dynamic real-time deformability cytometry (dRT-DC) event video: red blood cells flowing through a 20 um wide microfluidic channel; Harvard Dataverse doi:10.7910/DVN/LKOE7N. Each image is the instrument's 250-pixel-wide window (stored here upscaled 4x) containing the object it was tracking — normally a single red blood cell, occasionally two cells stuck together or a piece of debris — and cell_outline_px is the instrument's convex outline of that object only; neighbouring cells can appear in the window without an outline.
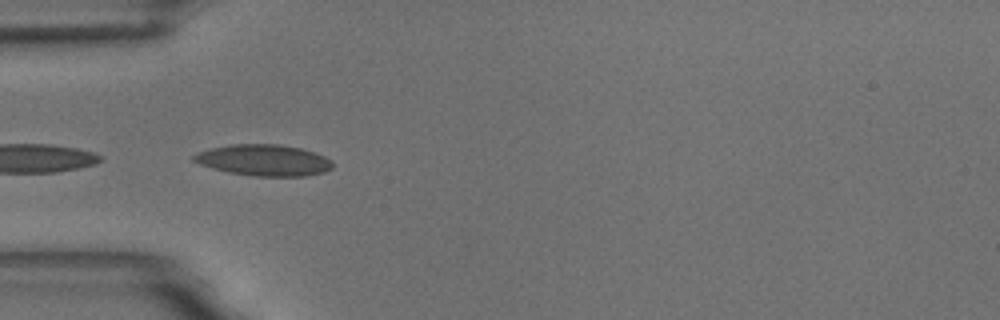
{"species": "common noctule bat (a hibernating species)", "species_latin": "Nyctalus noctula", "temperature_condition": "room temperature", "stored_images_in_passage": 18, "camera_frame_rate_fps": 3000, "um_per_image_px": 0.085, "animal": {"sex": "male", "body_mass_g": 18.8}, "frame": {"image": 1, "passage_image": 15, "time_ms": 4.667, "image_size_px": [1000, 320], "cell_outline_px": [[332, 168], [324, 172], [308, 176], [252, 176], [228, 172], [212, 168], [200, 164], [192, 160], [192, 156], [200, 152], [212, 148], [232, 144], [280, 144], [300, 148], [324, 156], [332, 160]], "centroid_in_image_um": [22.44, 13.62], "position_along_channel_um": 62.6, "area_um2": 25.2}}